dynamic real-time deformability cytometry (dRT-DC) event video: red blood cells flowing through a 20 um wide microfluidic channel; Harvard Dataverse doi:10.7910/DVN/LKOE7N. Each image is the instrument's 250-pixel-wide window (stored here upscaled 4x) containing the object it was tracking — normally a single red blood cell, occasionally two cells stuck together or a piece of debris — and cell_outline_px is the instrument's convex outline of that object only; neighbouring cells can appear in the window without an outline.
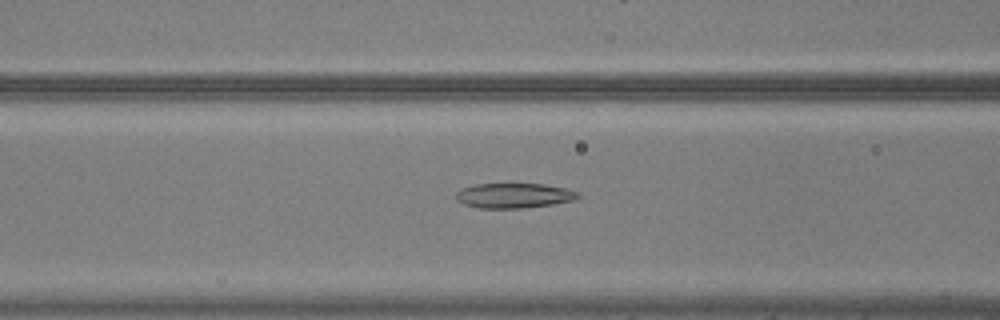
{"species": "common noctule bat (a hibernating species)", "species_latin": "Nyctalus noctula", "temperature_condition": "warm", "stored_images_in_passage": 30, "camera_frame_rate_fps": 3000, "um_per_image_px": 0.085, "animal": {"sex": "male", "body_mass_g": 20.5, "forearm_length_mm": 52.5}, "frame": {"image": 1, "passage_image": 15, "time_ms": 4.667, "image_size_px": [1000, 320], "cell_outline_px": [[580, 196], [576, 200], [552, 204], [520, 208], [476, 208], [464, 204], [456, 200], [456, 192], [460, 188], [476, 184], [544, 184], [564, 188], [580, 192]], "centroid_in_image_um": [43.67, 16.62], "position_along_channel_um": 122.9, "area_um2": 17.8}}
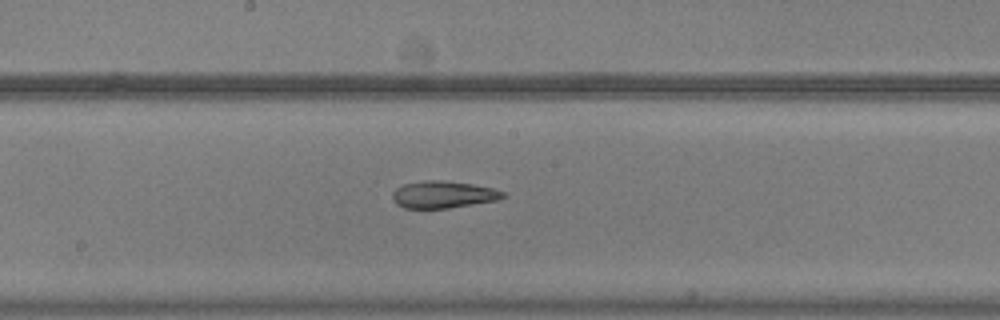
{"frame": {"image": 2, "passage_image": 22, "time_ms": 7.0, "image_size_px": [1000, 320], "cell_outline_px": [[508, 196], [496, 200], [448, 208], [404, 208], [396, 204], [392, 200], [392, 192], [396, 188], [404, 184], [420, 180], [436, 180], [472, 184], [492, 188], [504, 192]], "centroid_in_image_um": [37.63, 16.53], "position_along_channel_um": 210.6, "area_um2": 17.4}}
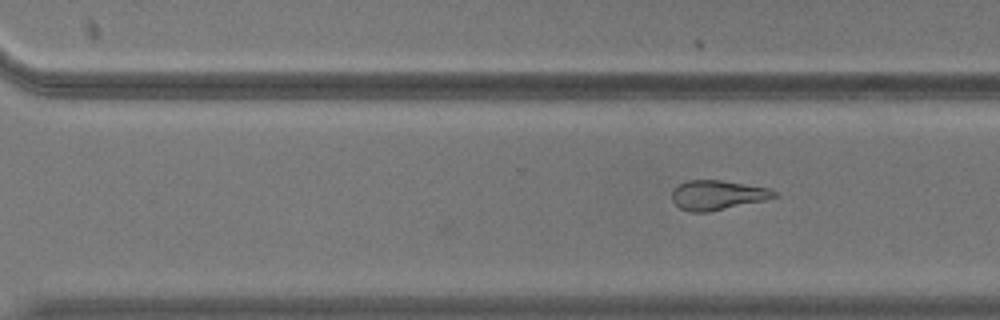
{"frame": {"image": 3, "passage_image": 30, "time_ms": 9.667, "image_size_px": [1000, 320], "cell_outline_px": [[776, 196], [764, 200], [708, 212], [688, 212], [680, 208], [672, 200], [672, 192], [680, 184], [688, 180], [720, 180], [768, 188], [776, 192]], "centroid_in_image_um": [60.95, 16.59], "position_along_channel_um": 309.7, "area_um2": 17.28}}